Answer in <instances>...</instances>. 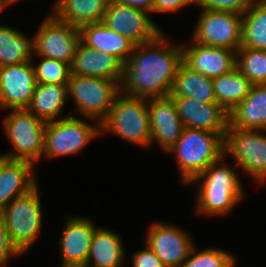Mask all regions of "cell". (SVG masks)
<instances>
[{"label":"cell","instance_id":"74e56055","mask_svg":"<svg viewBox=\"0 0 266 267\" xmlns=\"http://www.w3.org/2000/svg\"><path fill=\"white\" fill-rule=\"evenodd\" d=\"M9 6V0H0V12Z\"/></svg>","mask_w":266,"mask_h":267},{"label":"cell","instance_id":"2e32d148","mask_svg":"<svg viewBox=\"0 0 266 267\" xmlns=\"http://www.w3.org/2000/svg\"><path fill=\"white\" fill-rule=\"evenodd\" d=\"M151 145L156 144L168 152L180 138L184 126L178 116L173 98L168 95L148 99Z\"/></svg>","mask_w":266,"mask_h":267},{"label":"cell","instance_id":"52a82bcc","mask_svg":"<svg viewBox=\"0 0 266 267\" xmlns=\"http://www.w3.org/2000/svg\"><path fill=\"white\" fill-rule=\"evenodd\" d=\"M68 98H72L80 116L101 123L120 93V84L106 78L71 74Z\"/></svg>","mask_w":266,"mask_h":267},{"label":"cell","instance_id":"83f0119b","mask_svg":"<svg viewBox=\"0 0 266 267\" xmlns=\"http://www.w3.org/2000/svg\"><path fill=\"white\" fill-rule=\"evenodd\" d=\"M252 85L237 67L213 78L216 101L228 114L248 95Z\"/></svg>","mask_w":266,"mask_h":267},{"label":"cell","instance_id":"f1b7e54d","mask_svg":"<svg viewBox=\"0 0 266 267\" xmlns=\"http://www.w3.org/2000/svg\"><path fill=\"white\" fill-rule=\"evenodd\" d=\"M242 15L241 46L266 50V1L252 3Z\"/></svg>","mask_w":266,"mask_h":267},{"label":"cell","instance_id":"ba28073f","mask_svg":"<svg viewBox=\"0 0 266 267\" xmlns=\"http://www.w3.org/2000/svg\"><path fill=\"white\" fill-rule=\"evenodd\" d=\"M73 115L63 119L46 122L44 152L42 157L57 158L74 155L86 147L92 139L101 136L100 123Z\"/></svg>","mask_w":266,"mask_h":267},{"label":"cell","instance_id":"277c9868","mask_svg":"<svg viewBox=\"0 0 266 267\" xmlns=\"http://www.w3.org/2000/svg\"><path fill=\"white\" fill-rule=\"evenodd\" d=\"M101 135L116 136L145 148L150 147L151 128L148 114V99L132 97L121 92L114 99L108 115L100 123Z\"/></svg>","mask_w":266,"mask_h":267},{"label":"cell","instance_id":"6da1fadb","mask_svg":"<svg viewBox=\"0 0 266 267\" xmlns=\"http://www.w3.org/2000/svg\"><path fill=\"white\" fill-rule=\"evenodd\" d=\"M168 41L161 32L155 39L135 46L123 65L122 94L146 99L170 94L182 62V45H170Z\"/></svg>","mask_w":266,"mask_h":267},{"label":"cell","instance_id":"d590c367","mask_svg":"<svg viewBox=\"0 0 266 267\" xmlns=\"http://www.w3.org/2000/svg\"><path fill=\"white\" fill-rule=\"evenodd\" d=\"M196 6V0H155L151 13L177 12L185 6Z\"/></svg>","mask_w":266,"mask_h":267},{"label":"cell","instance_id":"cb8c5ba5","mask_svg":"<svg viewBox=\"0 0 266 267\" xmlns=\"http://www.w3.org/2000/svg\"><path fill=\"white\" fill-rule=\"evenodd\" d=\"M67 99H69L67 85L36 83L27 110L45 122L63 119L70 116V114L61 116Z\"/></svg>","mask_w":266,"mask_h":267},{"label":"cell","instance_id":"5bb4252c","mask_svg":"<svg viewBox=\"0 0 266 267\" xmlns=\"http://www.w3.org/2000/svg\"><path fill=\"white\" fill-rule=\"evenodd\" d=\"M32 61L0 67V109H27L36 86Z\"/></svg>","mask_w":266,"mask_h":267},{"label":"cell","instance_id":"4dcf8cb0","mask_svg":"<svg viewBox=\"0 0 266 267\" xmlns=\"http://www.w3.org/2000/svg\"><path fill=\"white\" fill-rule=\"evenodd\" d=\"M194 245L188 257L180 267H235L236 257L229 251L216 248H205L199 252Z\"/></svg>","mask_w":266,"mask_h":267},{"label":"cell","instance_id":"ab89813d","mask_svg":"<svg viewBox=\"0 0 266 267\" xmlns=\"http://www.w3.org/2000/svg\"><path fill=\"white\" fill-rule=\"evenodd\" d=\"M252 3H255V2H264L266 0H250Z\"/></svg>","mask_w":266,"mask_h":267},{"label":"cell","instance_id":"8fae6325","mask_svg":"<svg viewBox=\"0 0 266 267\" xmlns=\"http://www.w3.org/2000/svg\"><path fill=\"white\" fill-rule=\"evenodd\" d=\"M79 41V28L50 14L34 35V56L63 61L71 66Z\"/></svg>","mask_w":266,"mask_h":267},{"label":"cell","instance_id":"9a60e30c","mask_svg":"<svg viewBox=\"0 0 266 267\" xmlns=\"http://www.w3.org/2000/svg\"><path fill=\"white\" fill-rule=\"evenodd\" d=\"M89 217L68 216L61 233L59 248L61 267H85L95 230Z\"/></svg>","mask_w":266,"mask_h":267},{"label":"cell","instance_id":"d6986e66","mask_svg":"<svg viewBox=\"0 0 266 267\" xmlns=\"http://www.w3.org/2000/svg\"><path fill=\"white\" fill-rule=\"evenodd\" d=\"M34 168L28 161L11 160L0 154V211L38 184Z\"/></svg>","mask_w":266,"mask_h":267},{"label":"cell","instance_id":"f35d334b","mask_svg":"<svg viewBox=\"0 0 266 267\" xmlns=\"http://www.w3.org/2000/svg\"><path fill=\"white\" fill-rule=\"evenodd\" d=\"M19 1H21V0H9V6H10L11 4H15V2L17 3V2H19Z\"/></svg>","mask_w":266,"mask_h":267},{"label":"cell","instance_id":"d6a6232c","mask_svg":"<svg viewBox=\"0 0 266 267\" xmlns=\"http://www.w3.org/2000/svg\"><path fill=\"white\" fill-rule=\"evenodd\" d=\"M251 4L250 0H196V6L202 9L240 14H243Z\"/></svg>","mask_w":266,"mask_h":267},{"label":"cell","instance_id":"ac0fdd59","mask_svg":"<svg viewBox=\"0 0 266 267\" xmlns=\"http://www.w3.org/2000/svg\"><path fill=\"white\" fill-rule=\"evenodd\" d=\"M184 128L226 134L229 114L218 103H205L189 97H172Z\"/></svg>","mask_w":266,"mask_h":267},{"label":"cell","instance_id":"4fadbf2b","mask_svg":"<svg viewBox=\"0 0 266 267\" xmlns=\"http://www.w3.org/2000/svg\"><path fill=\"white\" fill-rule=\"evenodd\" d=\"M146 233L145 245L164 266H180L196 245L189 233L170 223L155 221Z\"/></svg>","mask_w":266,"mask_h":267},{"label":"cell","instance_id":"603a6c76","mask_svg":"<svg viewBox=\"0 0 266 267\" xmlns=\"http://www.w3.org/2000/svg\"><path fill=\"white\" fill-rule=\"evenodd\" d=\"M119 235L99 226L93 235L85 267H123L127 255Z\"/></svg>","mask_w":266,"mask_h":267},{"label":"cell","instance_id":"7c38bea8","mask_svg":"<svg viewBox=\"0 0 266 267\" xmlns=\"http://www.w3.org/2000/svg\"><path fill=\"white\" fill-rule=\"evenodd\" d=\"M149 13L118 0H109L102 22L135 45H140L155 39L162 32Z\"/></svg>","mask_w":266,"mask_h":267},{"label":"cell","instance_id":"e575fe53","mask_svg":"<svg viewBox=\"0 0 266 267\" xmlns=\"http://www.w3.org/2000/svg\"><path fill=\"white\" fill-rule=\"evenodd\" d=\"M133 267H164L160 258L146 245L132 254Z\"/></svg>","mask_w":266,"mask_h":267},{"label":"cell","instance_id":"8992f818","mask_svg":"<svg viewBox=\"0 0 266 267\" xmlns=\"http://www.w3.org/2000/svg\"><path fill=\"white\" fill-rule=\"evenodd\" d=\"M5 134L13 151L1 155L11 160H25L34 166L44 152L46 122L27 109H11L3 119Z\"/></svg>","mask_w":266,"mask_h":267},{"label":"cell","instance_id":"8d00e7d4","mask_svg":"<svg viewBox=\"0 0 266 267\" xmlns=\"http://www.w3.org/2000/svg\"><path fill=\"white\" fill-rule=\"evenodd\" d=\"M119 2L129 5L134 8H139L145 11L152 12L155 0H118Z\"/></svg>","mask_w":266,"mask_h":267},{"label":"cell","instance_id":"7a4b0ae2","mask_svg":"<svg viewBox=\"0 0 266 267\" xmlns=\"http://www.w3.org/2000/svg\"><path fill=\"white\" fill-rule=\"evenodd\" d=\"M225 159L226 156L224 155L187 184L192 185L194 183L198 188L195 195L196 214L207 217L229 215L245 196L243 182L235 170L238 167L234 164L232 168L225 163Z\"/></svg>","mask_w":266,"mask_h":267},{"label":"cell","instance_id":"1f68e13d","mask_svg":"<svg viewBox=\"0 0 266 267\" xmlns=\"http://www.w3.org/2000/svg\"><path fill=\"white\" fill-rule=\"evenodd\" d=\"M36 57H40L39 64L36 63L35 65L34 61H31L37 83L68 85L71 75V67L69 64L43 56Z\"/></svg>","mask_w":266,"mask_h":267},{"label":"cell","instance_id":"7402d4cb","mask_svg":"<svg viewBox=\"0 0 266 267\" xmlns=\"http://www.w3.org/2000/svg\"><path fill=\"white\" fill-rule=\"evenodd\" d=\"M229 126L266 130V84L252 85L248 95L229 113Z\"/></svg>","mask_w":266,"mask_h":267},{"label":"cell","instance_id":"484cf974","mask_svg":"<svg viewBox=\"0 0 266 267\" xmlns=\"http://www.w3.org/2000/svg\"><path fill=\"white\" fill-rule=\"evenodd\" d=\"M171 97H189L205 103H217L213 79L180 63L169 94Z\"/></svg>","mask_w":266,"mask_h":267},{"label":"cell","instance_id":"9c48e42d","mask_svg":"<svg viewBox=\"0 0 266 267\" xmlns=\"http://www.w3.org/2000/svg\"><path fill=\"white\" fill-rule=\"evenodd\" d=\"M266 130L239 129L228 125L224 137L225 156L259 184H266ZM264 133V134H263Z\"/></svg>","mask_w":266,"mask_h":267},{"label":"cell","instance_id":"d4e9b609","mask_svg":"<svg viewBox=\"0 0 266 267\" xmlns=\"http://www.w3.org/2000/svg\"><path fill=\"white\" fill-rule=\"evenodd\" d=\"M53 15L65 23L81 28L102 22L109 0H55Z\"/></svg>","mask_w":266,"mask_h":267},{"label":"cell","instance_id":"836d02e7","mask_svg":"<svg viewBox=\"0 0 266 267\" xmlns=\"http://www.w3.org/2000/svg\"><path fill=\"white\" fill-rule=\"evenodd\" d=\"M21 256L17 249L12 245L4 223L0 217V267L6 266L10 258Z\"/></svg>","mask_w":266,"mask_h":267},{"label":"cell","instance_id":"5b68a950","mask_svg":"<svg viewBox=\"0 0 266 267\" xmlns=\"http://www.w3.org/2000/svg\"><path fill=\"white\" fill-rule=\"evenodd\" d=\"M39 183L27 194L13 199L0 211L12 245L22 255L41 234L43 213Z\"/></svg>","mask_w":266,"mask_h":267},{"label":"cell","instance_id":"ffe728a7","mask_svg":"<svg viewBox=\"0 0 266 267\" xmlns=\"http://www.w3.org/2000/svg\"><path fill=\"white\" fill-rule=\"evenodd\" d=\"M71 74L106 78L119 84L123 76V64L114 56L97 51L79 41L71 64Z\"/></svg>","mask_w":266,"mask_h":267},{"label":"cell","instance_id":"3957f363","mask_svg":"<svg viewBox=\"0 0 266 267\" xmlns=\"http://www.w3.org/2000/svg\"><path fill=\"white\" fill-rule=\"evenodd\" d=\"M225 134L184 128L178 141L168 151L174 153L180 179L187 184L225 155Z\"/></svg>","mask_w":266,"mask_h":267},{"label":"cell","instance_id":"60d3db41","mask_svg":"<svg viewBox=\"0 0 266 267\" xmlns=\"http://www.w3.org/2000/svg\"><path fill=\"white\" fill-rule=\"evenodd\" d=\"M164 267H180V266H164Z\"/></svg>","mask_w":266,"mask_h":267},{"label":"cell","instance_id":"44dd1931","mask_svg":"<svg viewBox=\"0 0 266 267\" xmlns=\"http://www.w3.org/2000/svg\"><path fill=\"white\" fill-rule=\"evenodd\" d=\"M80 40L90 48L116 57L123 65L130 57L135 44L103 22L87 24L80 29Z\"/></svg>","mask_w":266,"mask_h":267},{"label":"cell","instance_id":"4316f807","mask_svg":"<svg viewBox=\"0 0 266 267\" xmlns=\"http://www.w3.org/2000/svg\"><path fill=\"white\" fill-rule=\"evenodd\" d=\"M31 38L12 26L0 24V67L33 60L34 37Z\"/></svg>","mask_w":266,"mask_h":267},{"label":"cell","instance_id":"30bf717a","mask_svg":"<svg viewBox=\"0 0 266 267\" xmlns=\"http://www.w3.org/2000/svg\"><path fill=\"white\" fill-rule=\"evenodd\" d=\"M191 39L200 44L237 50L242 44L243 15L201 9Z\"/></svg>","mask_w":266,"mask_h":267},{"label":"cell","instance_id":"e0dca14e","mask_svg":"<svg viewBox=\"0 0 266 267\" xmlns=\"http://www.w3.org/2000/svg\"><path fill=\"white\" fill-rule=\"evenodd\" d=\"M189 44L182 45V61L192 70L213 79L236 68L235 50L207 46L193 40Z\"/></svg>","mask_w":266,"mask_h":267},{"label":"cell","instance_id":"f546056e","mask_svg":"<svg viewBox=\"0 0 266 267\" xmlns=\"http://www.w3.org/2000/svg\"><path fill=\"white\" fill-rule=\"evenodd\" d=\"M236 67L253 85L266 84V50L241 46L237 50Z\"/></svg>","mask_w":266,"mask_h":267}]
</instances>
